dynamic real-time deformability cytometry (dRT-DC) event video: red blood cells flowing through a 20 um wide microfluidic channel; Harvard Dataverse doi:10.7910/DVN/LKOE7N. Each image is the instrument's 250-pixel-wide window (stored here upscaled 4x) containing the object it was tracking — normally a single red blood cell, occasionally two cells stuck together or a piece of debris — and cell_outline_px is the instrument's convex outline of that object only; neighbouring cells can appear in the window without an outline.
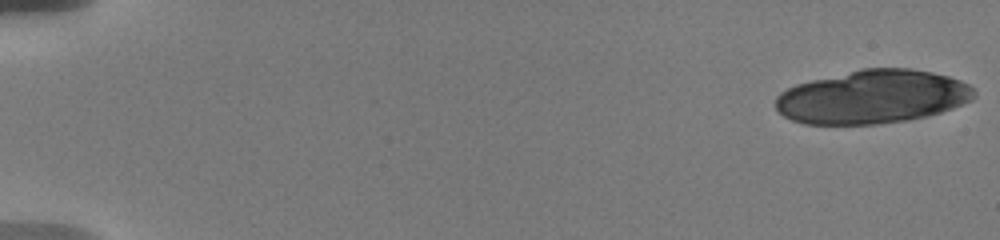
{"species": "human", "species_latin": "Homo sapiens", "temperature_condition": "warm", "stored_images_in_passage": 14, "camera_frame_rate_fps": 3000, "um_per_image_px": 0.085, "donor": {"sex": "male"}, "frame": {"image": 1, "passage_image": 1, "time_ms": 0.0, "image_size_px": [1000, 240], "cell_outline_px": [[976, 96], [972, 100], [952, 108], [928, 116], [908, 120], [876, 124], [804, 124], [792, 120], [784, 116], [776, 108], [776, 96], [780, 92], [796, 84], [860, 68], [912, 68], [932, 72], [948, 76], [960, 80], [968, 84], [976, 92]], "centroid_in_image_um": [74.17, 8.23], "position_along_channel_um": 10.8, "area_um2": 62.08}}
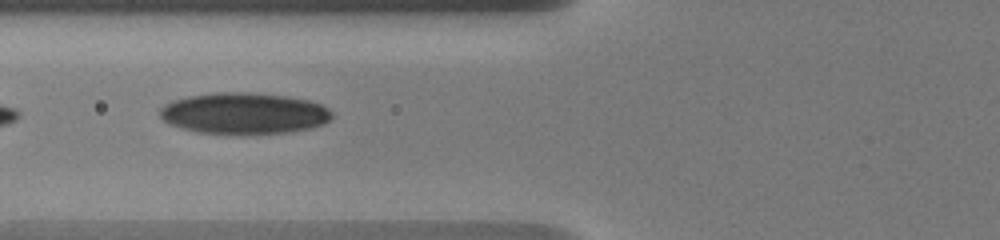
{"frame": {"image": 2, "passage_image": 10, "time_ms": 7.667, "image_size_px": [1000, 240], "cell_outline_px": [[332, 116], [324, 124], [312, 128], [292, 132], [240, 136], [228, 136], [196, 132], [180, 128], [168, 124], [160, 116], [160, 108], [164, 104], [172, 100], [188, 96], [216, 92], [248, 92], [288, 96], [308, 100], [320, 104], [328, 108], [332, 112]], "centroid_in_image_um": [20.72, 9.67], "position_along_channel_um": 105.1, "area_um2": 42.6}}
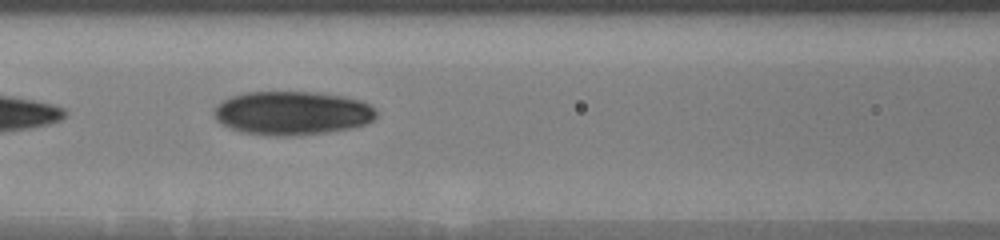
{"frame": {"image": 3, "passage_image": 12, "time_ms": 8.667, "image_size_px": [1000, 240], "cell_outline_px": [[376, 116], [372, 120], [364, 124], [352, 128], [328, 132], [296, 136], [268, 136], [244, 132], [232, 128], [216, 120], [212, 112], [216, 104], [232, 96], [244, 92], [316, 92], [344, 96], [360, 100], [376, 108]], "centroid_in_image_um": [24.83, 9.61], "position_along_channel_um": 141.8, "area_um2": 41.56}}